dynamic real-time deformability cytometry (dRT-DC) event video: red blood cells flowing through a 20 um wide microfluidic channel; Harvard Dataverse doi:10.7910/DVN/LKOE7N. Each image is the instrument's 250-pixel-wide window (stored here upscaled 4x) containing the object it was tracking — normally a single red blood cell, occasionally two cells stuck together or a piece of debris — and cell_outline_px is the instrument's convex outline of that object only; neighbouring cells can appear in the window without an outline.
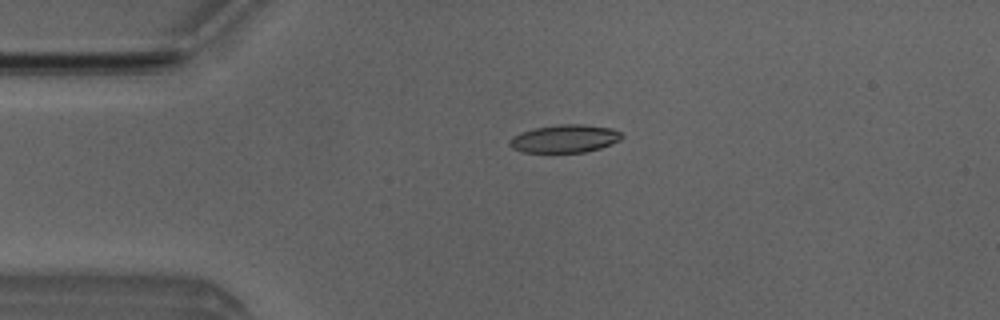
{"species": "Egyptian fruit bat (a non-hibernating species)", "species_latin": "Rousettus aegyptiacus", "temperature_condition": "room temperature", "stored_images_in_passage": 51, "camera_frame_rate_fps": 3000, "um_per_image_px": 0.085, "animal": {"sex": "male"}, "frame": {"image": 1, "passage_image": 11, "time_ms": 3.333, "image_size_px": [1000, 320], "cell_outline_px": [[624, 136], [620, 140], [600, 148], [584, 152], [524, 152], [512, 148], [508, 144], [508, 140], [512, 136], [520, 132], [536, 128], [560, 124], [584, 124], [612, 128], [620, 132]], "centroid_in_image_um": [47.99, 11.78], "position_along_channel_um": 37.0, "area_um2": 18.26}}
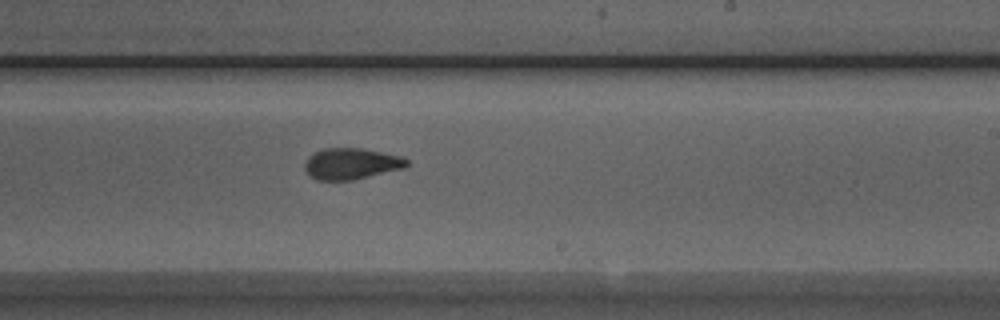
{"frame": {"image": 2, "passage_image": 30, "time_ms": 9.667, "image_size_px": [1000, 320], "cell_outline_px": [[408, 164], [404, 168], [352, 180], [320, 180], [312, 176], [304, 168], [304, 164], [308, 156], [324, 148], [360, 148], [400, 156], [408, 160]], "centroid_in_image_um": [29.85, 13.91], "position_along_channel_um": 259.2, "area_um2": 18.26}}
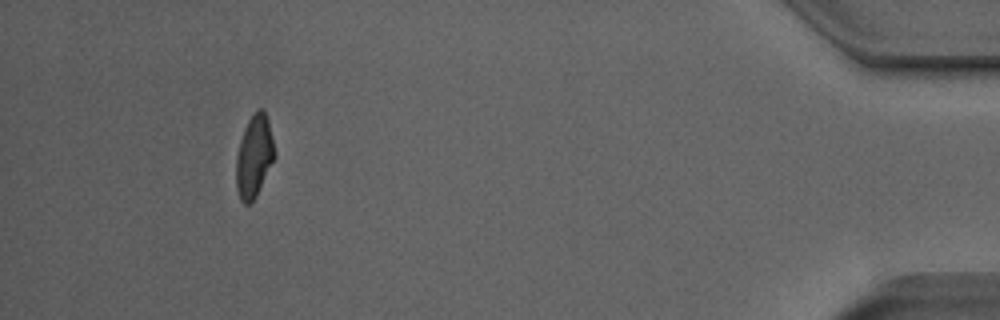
{"frame": {"image": 3, "passage_image": 47, "time_ms": 15.333, "image_size_px": [1000, 320], "cell_outline_px": [[276, 156], [256, 196], [248, 204], [244, 204], [240, 200], [236, 188], [236, 156], [240, 140], [244, 128], [248, 120], [256, 108], [264, 108], [268, 120]], "centroid_in_image_um": [21.59, 13.26], "position_along_channel_um": 413.6, "area_um2": 18.5}, "authors_computed_cell_mechanics": {"area_um2": 18.785, "velocity_mm_per_s": 3.9795, "shape_relaxation_time_tau1_ms": 3.2928, "shape_relaxation_time_tau2_ms": 1.6111, "deformation_change_tau1": 0.1653, "deformation_change_tau2": 0.0838}}